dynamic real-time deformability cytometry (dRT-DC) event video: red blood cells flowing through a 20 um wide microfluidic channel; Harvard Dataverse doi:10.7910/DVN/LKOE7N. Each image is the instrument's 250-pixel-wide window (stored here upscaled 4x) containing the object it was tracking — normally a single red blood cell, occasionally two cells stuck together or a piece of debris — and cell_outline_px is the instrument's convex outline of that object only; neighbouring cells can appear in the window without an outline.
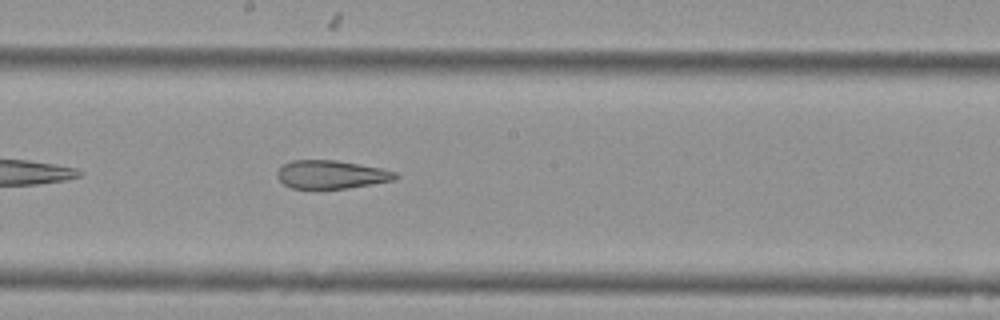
{"species": "Egyptian fruit bat (a non-hibernating species)", "species_latin": "Rousettus aegyptiacus", "temperature_condition": "cold", "stored_images_in_passage": 32, "camera_frame_rate_fps": 3000, "um_per_image_px": 0.085, "animal": {"sex": "female"}, "frame": {"image": 1, "passage_image": 14, "time_ms": 4.333, "image_size_px": [1000, 320], "cell_outline_px": [[400, 176], [396, 180], [348, 188], [292, 188], [284, 184], [276, 176], [276, 172], [284, 164], [292, 160], [336, 160], [360, 164], [380, 168], [396, 172]], "centroid_in_image_um": [28.18, 14.83], "position_along_channel_um": 220.0, "area_um2": 19.48}, "authors_computed_cell_mechanics": {"area_um2": 21.5883, "velocity_mm_per_s": 3.7983, "shape_relaxation_time_tau1_ms": null, "shape_relaxation_time_tau2_ms": 4.0901, "deformation_change_tau1": null, "deformation_change_tau2": 0.1517}}